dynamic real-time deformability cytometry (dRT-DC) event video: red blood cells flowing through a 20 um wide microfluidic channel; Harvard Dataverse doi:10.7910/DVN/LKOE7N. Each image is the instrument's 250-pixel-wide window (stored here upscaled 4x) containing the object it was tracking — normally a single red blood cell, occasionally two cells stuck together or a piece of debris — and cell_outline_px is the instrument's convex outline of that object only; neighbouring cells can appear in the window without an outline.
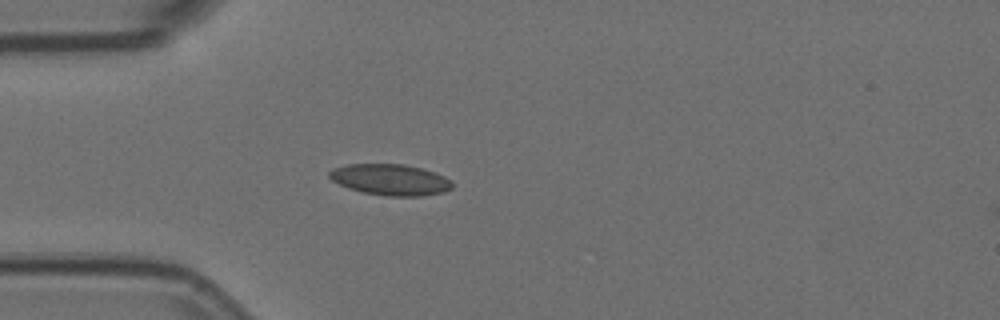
{"species": "Egyptian fruit bat (a non-hibernating species)", "species_latin": "Rousettus aegyptiacus", "temperature_condition": "room temperature", "stored_images_in_passage": 1, "camera_frame_rate_fps": 3000, "um_per_image_px": 0.085, "animal": {"sex": "female"}, "frame": {"image": 1, "passage_image": 1, "time_ms": 0.0, "image_size_px": [1000, 320], "cell_outline_px": [[452, 188], [444, 192], [420, 196], [384, 196], [360, 192], [348, 188], [332, 180], [328, 176], [328, 172], [332, 168], [348, 164], [404, 164], [420, 168], [444, 176], [452, 180]], "centroid_in_image_um": [33.15, 15.28], "position_along_channel_um": 51.8, "area_um2": 22.37}}